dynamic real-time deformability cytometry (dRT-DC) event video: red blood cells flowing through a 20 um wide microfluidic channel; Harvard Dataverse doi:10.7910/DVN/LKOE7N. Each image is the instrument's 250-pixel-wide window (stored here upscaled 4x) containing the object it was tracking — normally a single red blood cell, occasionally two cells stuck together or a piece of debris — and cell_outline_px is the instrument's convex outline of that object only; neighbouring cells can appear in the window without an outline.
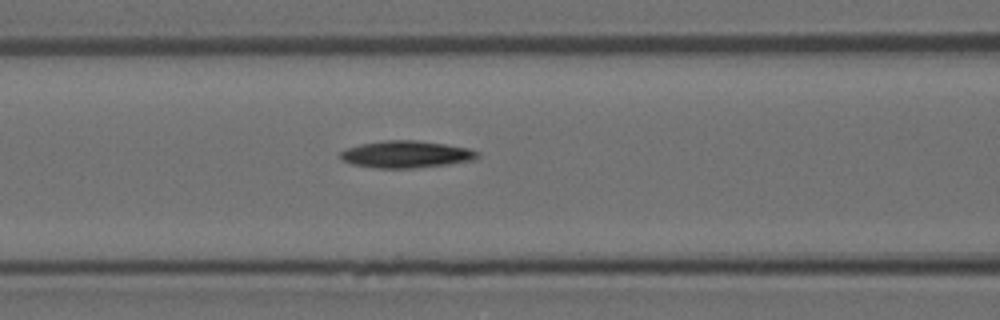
{"species": "Egyptian fruit bat (a non-hibernating species)", "species_latin": "Rousettus aegyptiacus", "temperature_condition": "room temperature", "stored_images_in_passage": 6, "camera_frame_rate_fps": 3000, "um_per_image_px": 0.085, "animal": {"sex": "female"}, "frame": {"image": 1, "passage_image": 6, "time_ms": 1.667, "image_size_px": [1000, 320], "cell_outline_px": [[480, 156], [472, 160], [448, 164], [416, 168], [376, 168], [352, 164], [344, 160], [340, 156], [340, 152], [348, 148], [360, 144], [384, 140], [416, 140], [444, 144], [468, 148], [480, 152]], "centroid_in_image_um": [34.54, 13.11], "position_along_channel_um": 132.1, "area_um2": 21.5}}